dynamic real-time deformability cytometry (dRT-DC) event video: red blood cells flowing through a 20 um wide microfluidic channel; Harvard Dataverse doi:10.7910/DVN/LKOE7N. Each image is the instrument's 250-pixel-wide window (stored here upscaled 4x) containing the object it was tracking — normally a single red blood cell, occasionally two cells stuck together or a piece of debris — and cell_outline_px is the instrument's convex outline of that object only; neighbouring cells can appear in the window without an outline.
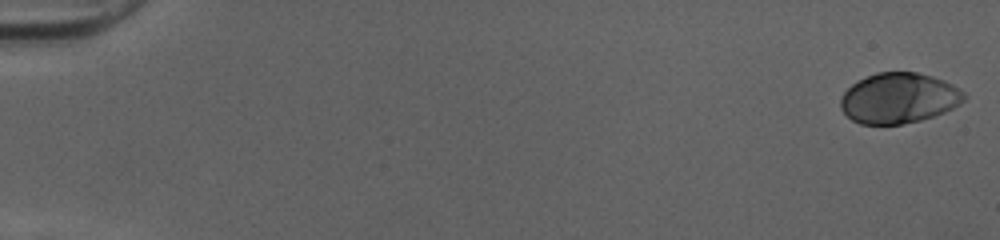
{"species": "human", "species_latin": "Homo sapiens", "temperature_condition": "cold", "stored_images_in_passage": 51, "camera_frame_rate_fps": 3000, "um_per_image_px": 0.085, "donor": {"sex": "female"}, "frame": {"image": 1, "passage_image": 1, "time_ms": 0.0, "image_size_px": [1000, 240], "cell_outline_px": [[968, 96], [960, 104], [944, 112], [920, 120], [900, 124], [860, 124], [852, 120], [840, 108], [840, 96], [852, 84], [876, 72], [916, 72], [932, 76], [944, 80], [952, 84], [964, 92]], "centroid_in_image_um": [76.4, 8.34], "position_along_channel_um": 8.6, "area_um2": 36.24}}
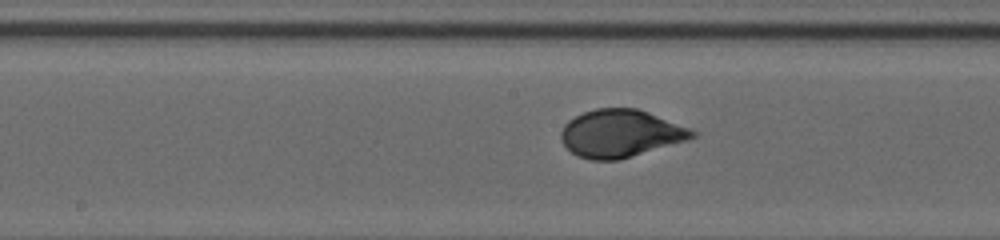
{"frame": {"image": 2, "passage_image": 28, "time_ms": 9.0, "image_size_px": [1000, 240], "cell_outline_px": [[696, 136], [688, 140], [620, 160], [592, 160], [576, 156], [560, 140], [560, 132], [564, 124], [568, 120], [584, 112], [596, 108], [636, 108], [648, 112], [692, 128], [696, 132]], "centroid_in_image_um": [52.75, 11.35], "position_along_channel_um": 195.5, "area_um2": 36.59}}
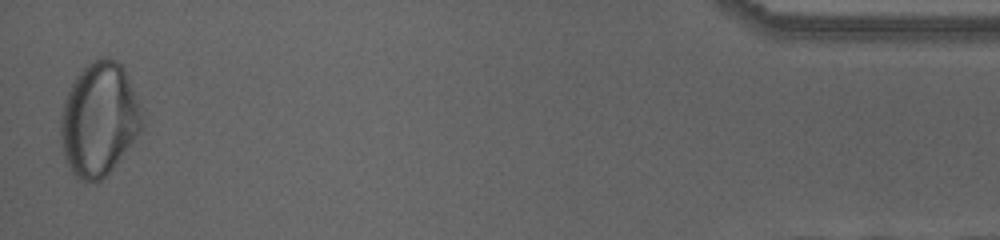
{"frame": {"image": 3, "passage_image": 51, "time_ms": 16.667, "image_size_px": [1000, 240], "cell_outline_px": [[144, 124], [140, 132], [112, 168], [96, 184], [80, 180], [72, 172], [64, 156], [60, 136], [60, 120], [64, 100], [72, 80], [92, 60], [100, 56], [108, 56], [116, 60], [124, 68], [128, 76], [140, 108]], "centroid_in_image_um": [8.4, 10.12], "position_along_channel_um": 426.8, "area_um2": 53.75}, "authors_computed_cell_mechanics": {"area_um2": 36.414, "velocity_mm_per_s": 4.0337, "shape_relaxation_time_tau1_ms": 3.1281, "shape_relaxation_time_tau2_ms": null, "deformation_change_tau1": 0.1601, "deformation_change_tau2": null}}